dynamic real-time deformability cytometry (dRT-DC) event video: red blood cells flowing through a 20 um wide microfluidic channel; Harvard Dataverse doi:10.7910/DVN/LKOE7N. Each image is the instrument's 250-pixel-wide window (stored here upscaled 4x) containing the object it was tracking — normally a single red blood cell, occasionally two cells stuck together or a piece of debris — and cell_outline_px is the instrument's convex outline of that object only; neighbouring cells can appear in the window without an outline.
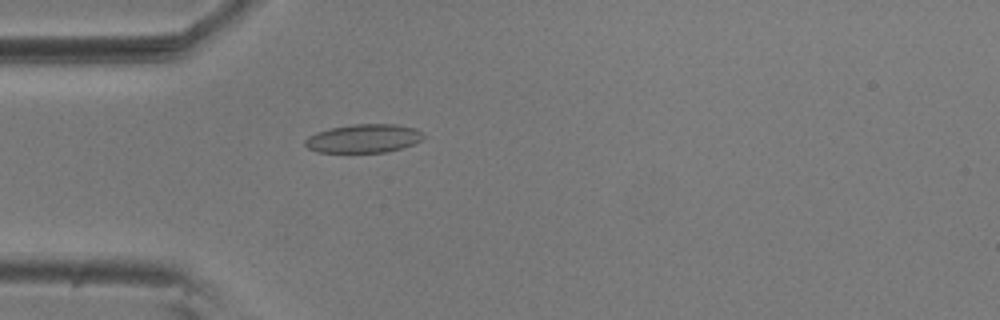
{"species": "common noctule bat (a hibernating species)", "species_latin": "Nyctalus noctula", "temperature_condition": "room temperature", "stored_images_in_passage": 56, "camera_frame_rate_fps": 3000, "um_per_image_px": 0.085, "animal": {"sex": "male", "body_mass_g": 20.5, "forearm_length_mm": 52.5}, "frame": {"image": 1, "passage_image": 16, "time_ms": 5.0, "image_size_px": [1000, 320], "cell_outline_px": [[424, 136], [420, 140], [412, 144], [388, 152], [316, 152], [308, 148], [304, 144], [304, 140], [308, 136], [316, 132], [332, 128], [352, 124], [396, 124], [416, 128], [424, 132]], "centroid_in_image_um": [30.9, 11.76], "position_along_channel_um": 54.1, "area_um2": 19.71}}
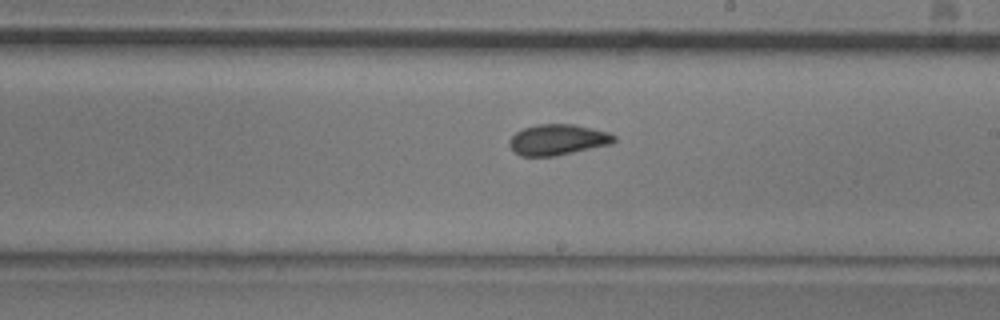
{"frame": {"image": 2, "passage_image": 32, "time_ms": 10.333, "image_size_px": [1000, 320], "cell_outline_px": [[616, 140], [612, 144], [556, 156], [520, 156], [508, 144], [508, 140], [516, 132], [524, 128], [536, 124], [572, 124], [608, 132], [616, 136]], "centroid_in_image_um": [47.41, 11.88], "position_along_channel_um": 241.6, "area_um2": 18.79}}
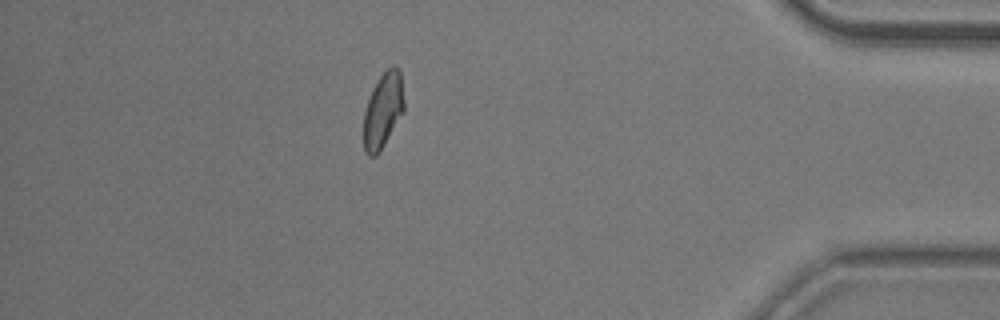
{"frame": {"image": 3, "passage_image": 49, "time_ms": 16.0, "image_size_px": [1000, 320], "cell_outline_px": [[404, 112], [380, 152], [376, 156], [368, 156], [364, 152], [364, 112], [372, 88], [380, 76], [392, 64], [396, 64], [400, 68], [404, 100]], "centroid_in_image_um": [32.57, 9.37], "position_along_channel_um": 402.6, "area_um2": 18.03}, "authors_computed_cell_mechanics": {"area_um2": 18.7272, "velocity_mm_per_s": 3.6088, "shape_relaxation_time_tau1_ms": 2.3132, "shape_relaxation_time_tau2_ms": 1.1171, "deformation_change_tau1": 0.1015, "deformation_change_tau2": 0.0831}}